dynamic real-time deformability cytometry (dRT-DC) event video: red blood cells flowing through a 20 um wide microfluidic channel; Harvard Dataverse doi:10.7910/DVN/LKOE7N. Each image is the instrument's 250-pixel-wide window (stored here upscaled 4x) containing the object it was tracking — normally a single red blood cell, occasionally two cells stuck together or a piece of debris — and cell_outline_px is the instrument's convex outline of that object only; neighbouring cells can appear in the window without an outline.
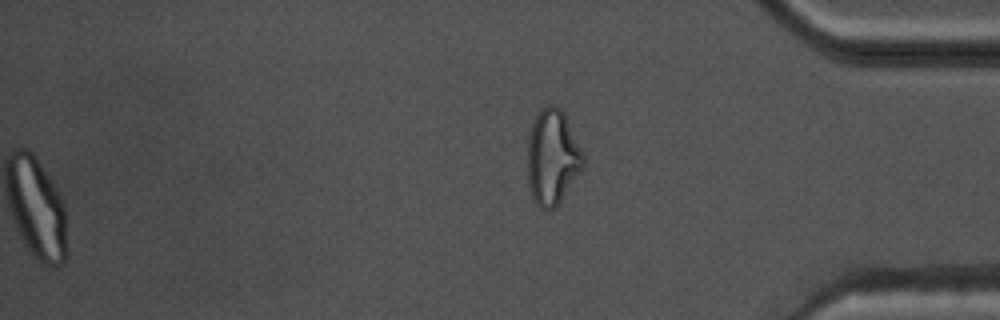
{"species": "common noctule bat (a hibernating species)", "species_latin": "Nyctalus noctula", "temperature_condition": "warm", "stored_images_in_passage": 56, "segment_of_instrument_passage": [2, 2], "camera_frame_rate_fps": 3000, "um_per_image_px": 0.085, "animal": {"sex": "male", "body_mass_g": 17.5, "forearm_length_mm": 52.3}, "frame": {"image": 1, "passage_image": 56, "time_ms": 18.333, "image_size_px": [1000, 320], "cell_outline_px": [[584, 168], [560, 200], [552, 208], [544, 212], [536, 204], [532, 196], [528, 184], [528, 136], [532, 124], [536, 116], [548, 104], [552, 104], [560, 108], [564, 112], [584, 156]], "centroid_in_image_um": [46.95, 13.37], "position_along_channel_um": 388.2, "area_um2": 30.69}}